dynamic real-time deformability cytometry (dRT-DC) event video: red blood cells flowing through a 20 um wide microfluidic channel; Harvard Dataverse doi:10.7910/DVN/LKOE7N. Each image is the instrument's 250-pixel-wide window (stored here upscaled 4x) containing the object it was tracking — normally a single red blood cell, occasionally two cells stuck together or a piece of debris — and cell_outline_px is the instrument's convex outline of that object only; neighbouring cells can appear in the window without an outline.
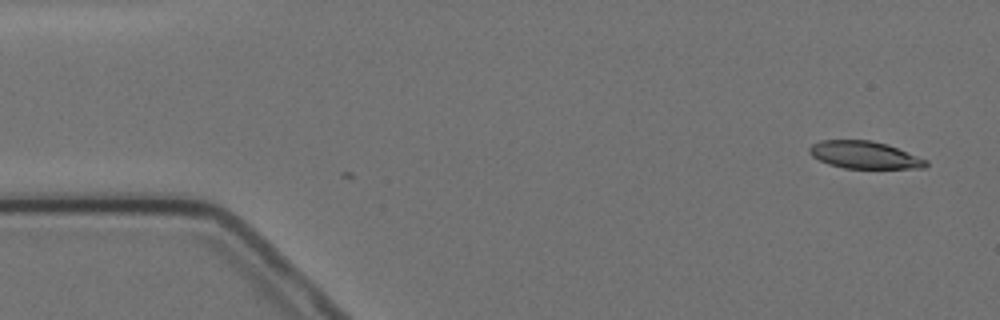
{"species": "Egyptian fruit bat (a non-hibernating species)", "species_latin": "Rousettus aegyptiacus", "temperature_condition": "cold", "stored_images_in_passage": 7, "camera_frame_rate_fps": 3000, "um_per_image_px": 0.085, "animal": {"sex": "female"}, "frame": {"image": 1, "passage_image": 1, "time_ms": 0.0, "image_size_px": [1000, 320], "cell_outline_px": [[928, 164], [924, 168], [844, 168], [828, 164], [812, 156], [808, 152], [808, 148], [812, 144], [820, 140], [872, 140], [888, 144], [928, 160]], "centroid_in_image_um": [73.47, 13.16], "position_along_channel_um": 11.5, "area_um2": 18.67}}
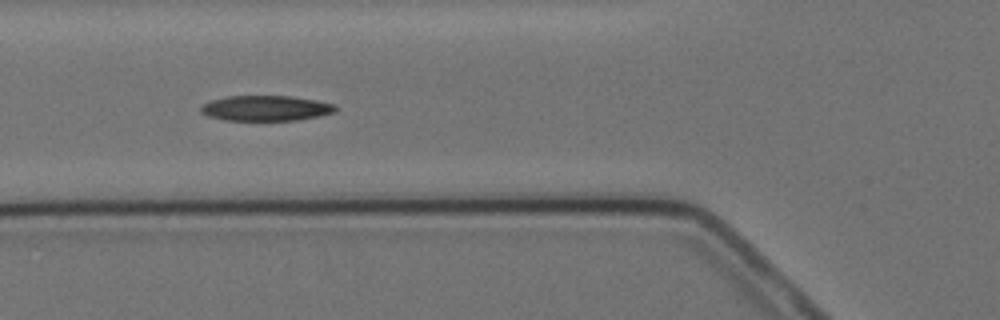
{"frame": {"image": 2, "passage_image": 6, "time_ms": 5.667, "image_size_px": [1000, 320], "cell_outline_px": [[336, 112], [296, 120], [224, 120], [208, 116], [200, 112], [200, 108], [204, 104], [212, 100], [228, 96], [292, 96], [316, 100], [336, 104]], "centroid_in_image_um": [22.6, 9.19], "position_along_channel_um": 103.2, "area_um2": 19.77}}
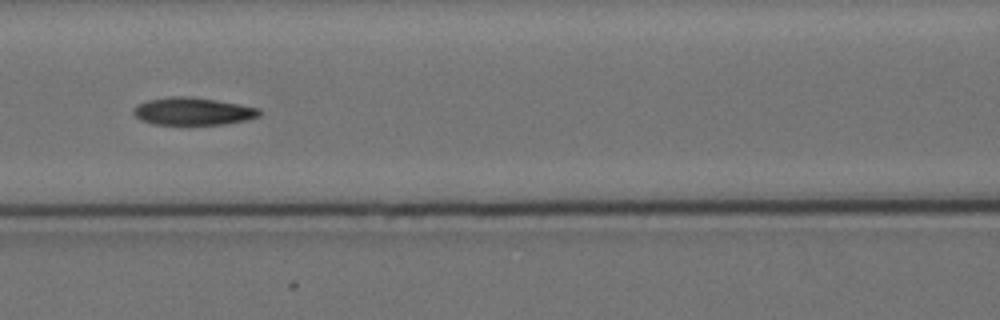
{"frame": {"image": 3, "passage_image": 7, "time_ms": 7.0, "image_size_px": [1000, 320], "cell_outline_px": [[260, 116], [248, 120], [224, 124], [152, 124], [140, 120], [132, 112], [132, 108], [136, 104], [148, 100], [168, 96], [188, 96], [216, 100], [240, 104], [260, 108]], "centroid_in_image_um": [16.38, 9.45], "position_along_channel_um": 150.2, "area_um2": 20.4}}